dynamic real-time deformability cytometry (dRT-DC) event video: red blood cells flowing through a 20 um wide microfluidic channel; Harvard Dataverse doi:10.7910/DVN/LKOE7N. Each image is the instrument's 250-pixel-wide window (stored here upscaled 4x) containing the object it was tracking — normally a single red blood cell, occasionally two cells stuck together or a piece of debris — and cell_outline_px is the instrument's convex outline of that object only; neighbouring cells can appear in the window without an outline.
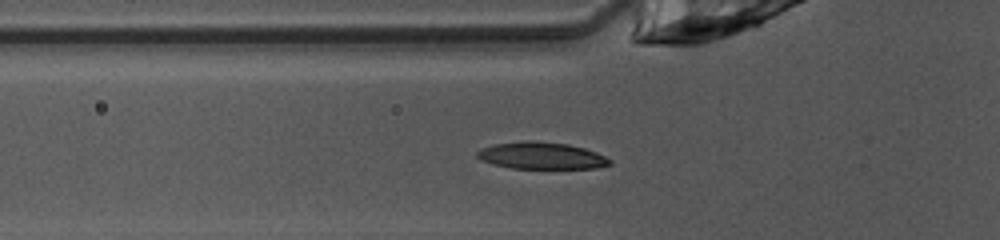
{"species": "common noctule bat (a hibernating species)", "species_latin": "Nyctalus noctula", "temperature_condition": "warm", "stored_images_in_passage": 36, "segment_of_instrument_passage": [1, 2], "camera_frame_rate_fps": 3000, "um_per_image_px": 0.085, "animal": {"sex": "female", "body_mass_g": 10.0, "forearm_length_mm": 53.1}, "frame": {"image": 1, "passage_image": 3, "time_ms": 0.667, "image_size_px": [1000, 240], "cell_outline_px": [[612, 164], [596, 168], [512, 168], [492, 164], [480, 160], [476, 156], [476, 152], [480, 148], [496, 144], [524, 140], [532, 140], [568, 144], [584, 148], [596, 152], [612, 160]], "centroid_in_image_um": [46.0, 13.22], "position_along_channel_um": 79.8, "area_um2": 20.87}}
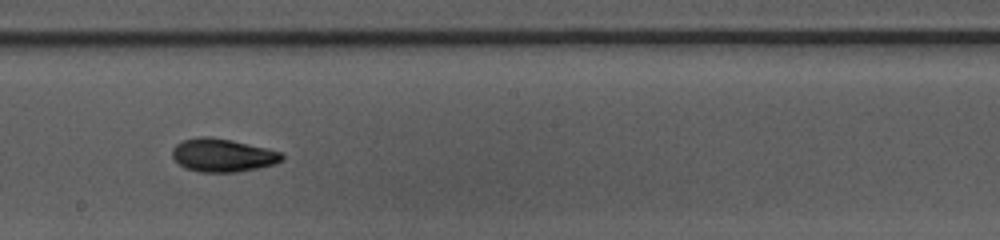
{"frame": {"image": 2, "passage_image": 14, "time_ms": 4.333, "image_size_px": [1000, 240], "cell_outline_px": [[284, 160], [276, 164], [236, 172], [200, 172], [184, 168], [172, 156], [172, 148], [180, 140], [200, 136], [208, 136], [232, 140], [268, 148], [280, 152], [284, 156]], "centroid_in_image_um": [18.92, 13.18], "position_along_channel_um": 229.3, "area_um2": 21.39}}
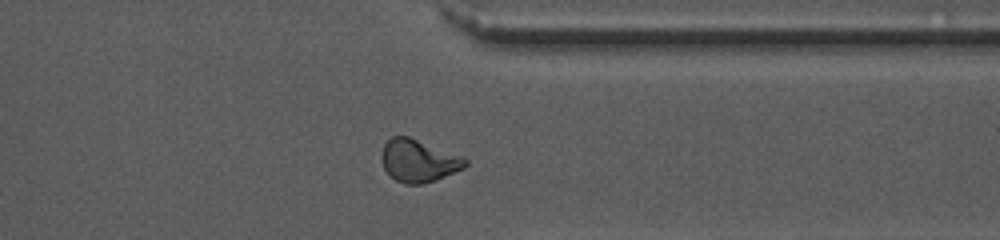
{"frame": {"image": 3, "passage_image": 25, "time_ms": 8.0, "image_size_px": [1000, 240], "cell_outline_px": [[468, 164], [464, 168], [436, 180], [424, 184], [404, 184], [396, 180], [384, 168], [380, 156], [384, 144], [392, 136], [408, 136], [464, 156], [468, 160]], "centroid_in_image_um": [35.6, 13.66], "position_along_channel_um": 375.8, "area_um2": 20.87}}